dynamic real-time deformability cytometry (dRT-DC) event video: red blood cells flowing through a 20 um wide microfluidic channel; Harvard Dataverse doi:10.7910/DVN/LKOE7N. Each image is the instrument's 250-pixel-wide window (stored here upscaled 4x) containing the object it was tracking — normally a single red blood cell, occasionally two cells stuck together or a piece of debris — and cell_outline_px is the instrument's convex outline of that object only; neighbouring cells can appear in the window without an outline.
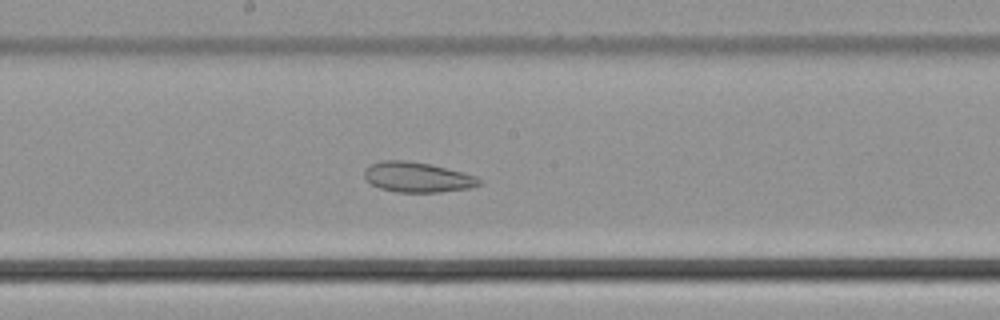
{"species": "common noctule bat (a hibernating species)", "species_latin": "Nyctalus noctula", "temperature_condition": "cold", "stored_images_in_passage": 51, "camera_frame_rate_fps": 3000, "um_per_image_px": 0.085, "animal": {"sex": "male", "body_mass_g": 21.5, "forearm_length_mm": 52.0}, "frame": {"image": 1, "passage_image": 28, "time_ms": 9.0, "image_size_px": [1000, 320], "cell_outline_px": [[484, 180], [480, 184], [472, 188], [440, 192], [396, 192], [380, 188], [372, 184], [364, 176], [364, 172], [368, 164], [384, 160], [408, 160], [428, 164], [476, 176]], "centroid_in_image_um": [35.48, 15.06], "position_along_channel_um": 212.7, "area_um2": 20.11}}
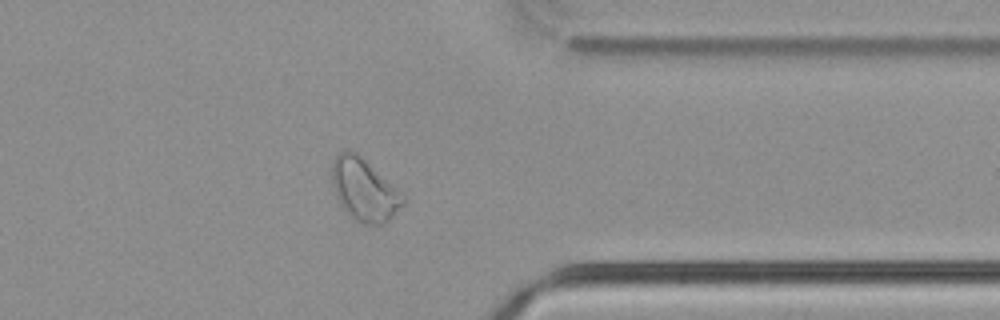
{"frame": {"image": 2, "passage_image": 41, "time_ms": 13.333, "image_size_px": [1000, 320], "cell_outline_px": [[408, 200], [384, 224], [360, 224], [340, 204], [332, 184], [332, 160], [340, 148], [348, 148], [356, 152], [408, 196]], "centroid_in_image_um": [30.98, 16.08], "position_along_channel_um": 380.4, "area_um2": 26.24}}
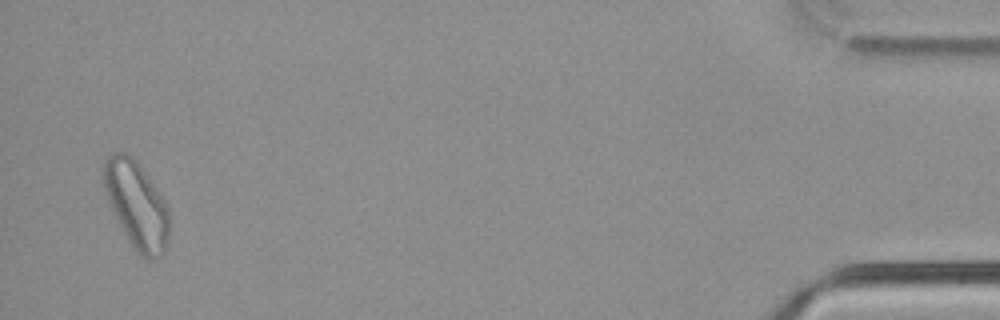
{"frame": {"image": 3, "passage_image": 50, "time_ms": 16.333, "image_size_px": [1000, 320], "cell_outline_px": [[168, 240], [164, 248], [152, 260], [144, 260], [136, 252], [124, 232], [104, 192], [104, 160], [112, 152], [128, 152], [140, 164], [168, 204]], "centroid_in_image_um": [11.61, 17.37], "position_along_channel_um": 423.6, "area_um2": 33.0}}